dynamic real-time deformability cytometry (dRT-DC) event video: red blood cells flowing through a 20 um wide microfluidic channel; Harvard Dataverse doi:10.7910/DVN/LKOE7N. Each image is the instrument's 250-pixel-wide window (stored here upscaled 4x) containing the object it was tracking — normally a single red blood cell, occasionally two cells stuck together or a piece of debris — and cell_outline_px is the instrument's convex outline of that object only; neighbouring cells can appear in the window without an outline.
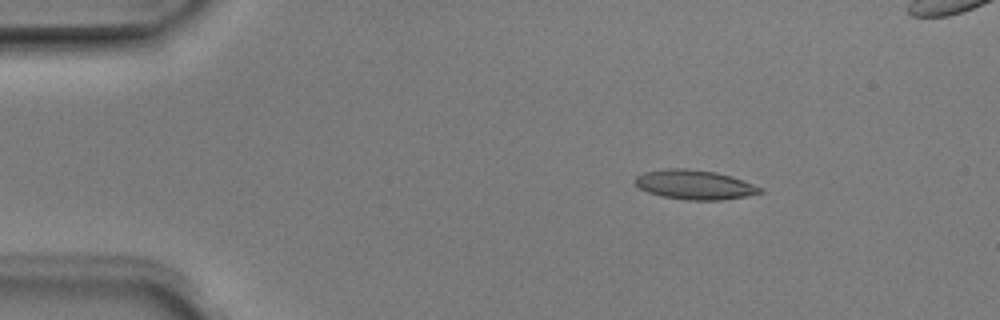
{"species": "Egyptian fruit bat (a non-hibernating species)", "species_latin": "Rousettus aegyptiacus", "temperature_condition": "room temperature", "stored_images_in_passage": 5, "camera_frame_rate_fps": 3000, "um_per_image_px": 0.085, "animal": {"sex": "male"}, "frame": {"image": 1, "passage_image": 3, "time_ms": 0.667, "image_size_px": [1000, 320], "cell_outline_px": [[764, 192], [744, 196], [720, 200], [688, 200], [660, 196], [648, 192], [640, 188], [636, 184], [636, 176], [644, 172], [668, 168], [684, 168], [716, 172], [732, 176], [764, 188]], "centroid_in_image_um": [59.06, 15.7], "position_along_channel_um": 25.9, "area_um2": 21.39}}